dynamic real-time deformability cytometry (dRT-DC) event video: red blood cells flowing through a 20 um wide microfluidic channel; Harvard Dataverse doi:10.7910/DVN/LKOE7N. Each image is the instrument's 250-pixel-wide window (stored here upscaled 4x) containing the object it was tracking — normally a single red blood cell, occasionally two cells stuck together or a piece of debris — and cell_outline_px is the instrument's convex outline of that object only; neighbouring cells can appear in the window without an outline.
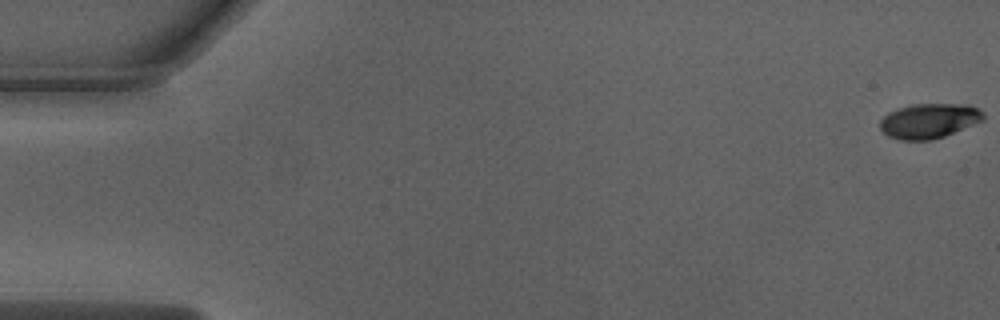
{"species": "Egyptian fruit bat (a non-hibernating species)", "species_latin": "Rousettus aegyptiacus", "temperature_condition": "warm", "stored_images_in_passage": 53, "segment_of_instrument_passage": [1, 2], "camera_frame_rate_fps": 3000, "um_per_image_px": 0.085, "animal": {"sex": "male"}, "frame": {"image": 1, "passage_image": 1, "time_ms": 0.0, "image_size_px": [1000, 320], "cell_outline_px": [[984, 120], [944, 136], [932, 140], [900, 140], [888, 136], [880, 128], [880, 120], [888, 112], [912, 104], [968, 104], [984, 112]], "centroid_in_image_um": [78.97, 10.27], "position_along_channel_um": 6.0, "area_um2": 20.92}}
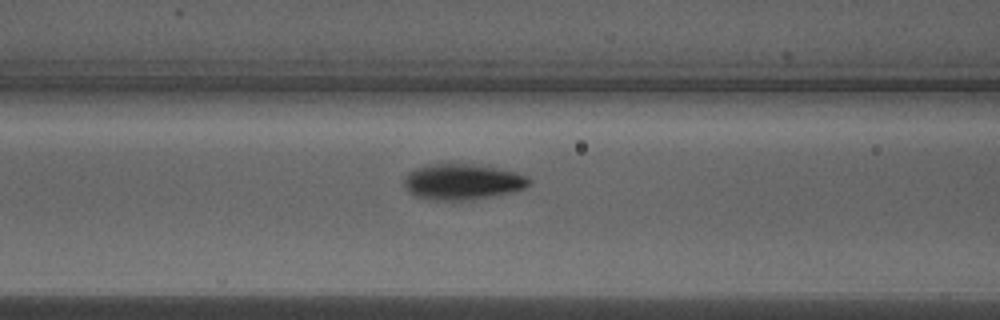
{"frame": {"image": 2, "passage_image": 22, "time_ms": 7.0, "image_size_px": [1000, 320], "cell_outline_px": [[532, 184], [524, 188], [508, 192], [488, 196], [464, 200], [440, 200], [416, 196], [404, 184], [404, 176], [408, 172], [416, 168], [428, 164], [472, 164], [496, 168], [516, 172], [532, 180]], "centroid_in_image_um": [39.3, 15.43], "position_along_channel_um": 127.3, "area_um2": 25.49}}
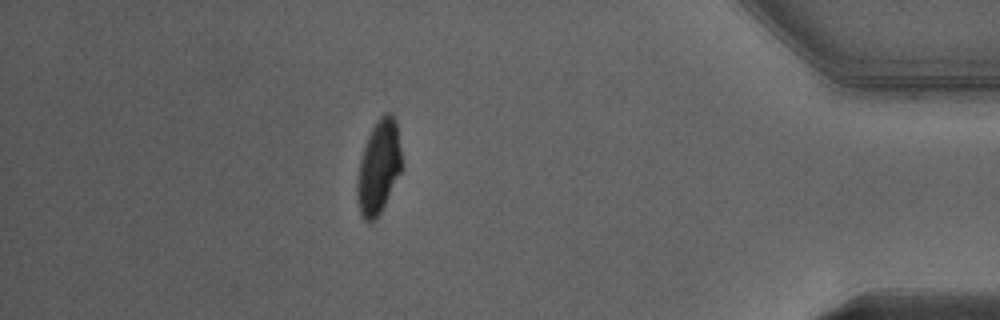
{"frame": {"image": 3, "passage_image": 46, "time_ms": 15.0, "image_size_px": [1000, 320], "cell_outline_px": [[404, 168], [380, 212], [372, 224], [364, 220], [360, 212], [356, 196], [356, 184], [360, 160], [368, 136], [372, 128], [380, 116], [388, 112], [392, 112], [396, 120], [404, 164]], "centroid_in_image_um": [32.22, 14.2], "position_along_channel_um": 403.0, "area_um2": 24.74}}